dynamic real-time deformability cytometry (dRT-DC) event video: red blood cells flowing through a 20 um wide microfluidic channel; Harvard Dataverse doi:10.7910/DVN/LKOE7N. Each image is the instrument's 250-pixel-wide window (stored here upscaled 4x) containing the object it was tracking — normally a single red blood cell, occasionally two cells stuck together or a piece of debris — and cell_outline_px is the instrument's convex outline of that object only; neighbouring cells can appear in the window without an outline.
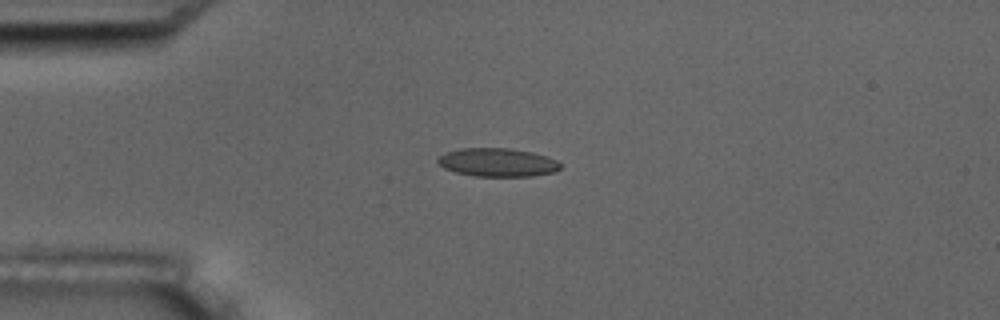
{"species": "common noctule bat (a hibernating species)", "species_latin": "Nyctalus noctula", "temperature_condition": "room temperature", "stored_images_in_passage": 5, "camera_frame_rate_fps": 3000, "um_per_image_px": 0.085, "animal": {"sex": "male", "body_mass_g": 17.5, "forearm_length_mm": 52.3}, "frame": {"image": 1, "passage_image": 3, "time_ms": 3.333, "image_size_px": [1000, 320], "cell_outline_px": [[560, 168], [556, 172], [532, 176], [476, 176], [456, 172], [444, 168], [436, 160], [444, 152], [460, 148], [512, 148], [532, 152], [556, 160], [560, 164]], "centroid_in_image_um": [42.28, 13.8], "position_along_channel_um": 42.7, "area_um2": 20.29}}